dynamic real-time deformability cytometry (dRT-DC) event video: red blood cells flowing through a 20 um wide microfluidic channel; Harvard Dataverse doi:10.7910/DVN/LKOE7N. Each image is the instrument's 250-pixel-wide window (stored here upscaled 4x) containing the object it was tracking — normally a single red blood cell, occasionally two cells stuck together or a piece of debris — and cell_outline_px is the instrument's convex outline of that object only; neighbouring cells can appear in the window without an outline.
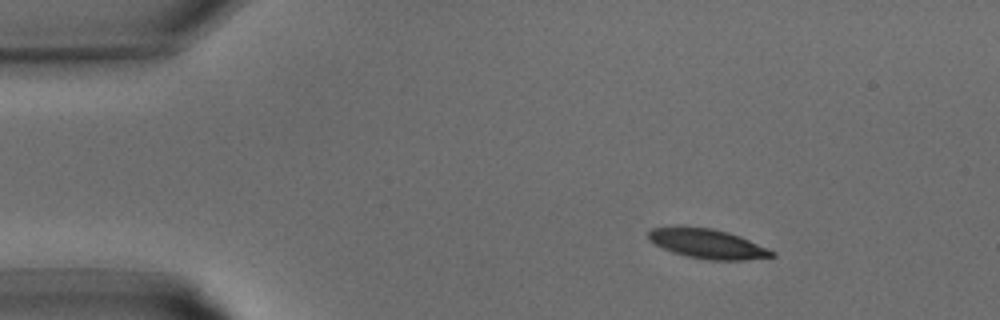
{"species": "common noctule bat (a hibernating species)", "species_latin": "Nyctalus noctula", "temperature_condition": "warm", "stored_images_in_passage": 29, "camera_frame_rate_fps": 3000, "um_per_image_px": 0.085, "animal": {"sex": "male", "body_mass_g": 15.6}, "frame": {"image": 1, "passage_image": 1, "time_ms": 0.0, "image_size_px": [1000, 320], "cell_outline_px": [[776, 256], [744, 260], [708, 260], [688, 256], [664, 248], [648, 240], [648, 232], [652, 228], [712, 228], [728, 232], [740, 236], [768, 248], [776, 252]], "centroid_in_image_um": [60.22, 20.74], "position_along_channel_um": 24.8, "area_um2": 20.69}}
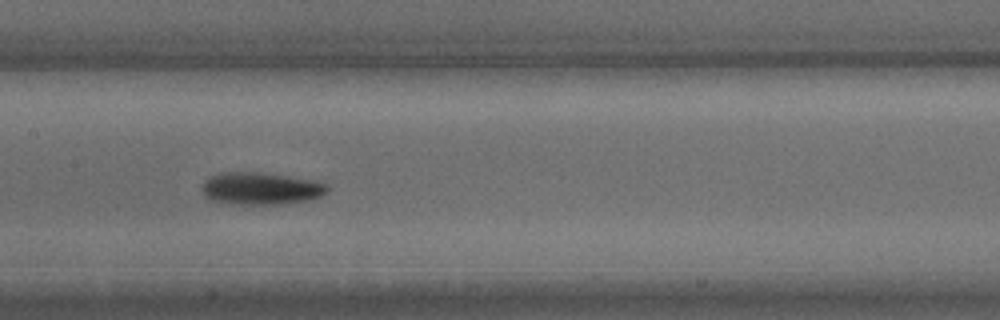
{"frame": {"image": 2, "passage_image": 12, "time_ms": 3.667, "image_size_px": [1000, 320], "cell_outline_px": [[328, 192], [312, 200], [284, 204], [228, 204], [212, 200], [204, 196], [200, 188], [204, 180], [220, 172], [260, 172], [312, 180], [328, 184]], "centroid_in_image_um": [22.15, 16.03], "position_along_channel_um": 185.2, "area_um2": 23.87}}
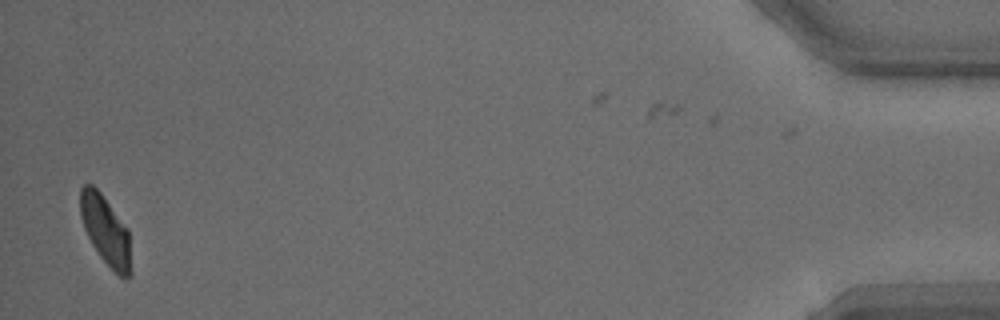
{"frame": {"image": 3, "passage_image": 28, "time_ms": 9.0, "image_size_px": [1000, 320], "cell_outline_px": [[132, 276], [120, 276], [100, 256], [92, 244], [84, 228], [80, 216], [80, 188], [84, 184], [92, 184], [100, 192], [128, 228], [132, 272]], "centroid_in_image_um": [8.98, 19.56], "position_along_channel_um": 426.2, "area_um2": 20.29}}